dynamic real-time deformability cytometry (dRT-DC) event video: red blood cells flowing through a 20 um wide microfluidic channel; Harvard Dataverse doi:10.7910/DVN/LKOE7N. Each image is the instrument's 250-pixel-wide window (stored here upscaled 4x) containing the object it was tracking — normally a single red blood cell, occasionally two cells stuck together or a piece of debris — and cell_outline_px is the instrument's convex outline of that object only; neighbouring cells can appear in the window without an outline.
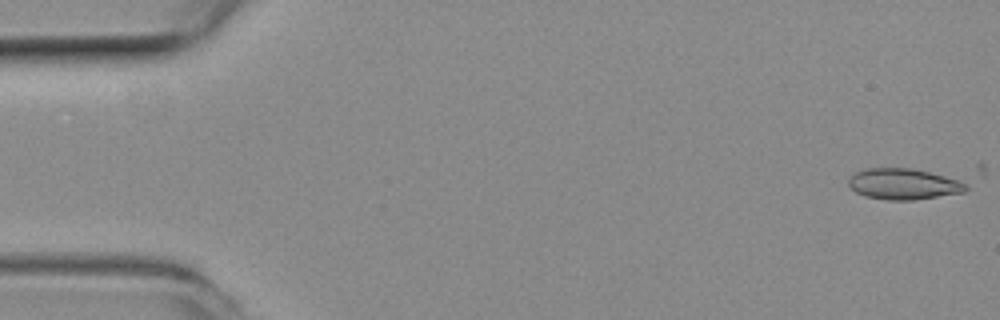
{"species": "common noctule bat (a hibernating species)", "species_latin": "Nyctalus noctula", "temperature_condition": "room temperature", "stored_images_in_passage": 7, "camera_frame_rate_fps": 3000, "um_per_image_px": 0.085, "animal": {"sex": "female", "body_mass_g": 19.3, "forearm_length_mm": 54.1}, "frame": {"image": 1, "passage_image": 1, "time_ms": 0.0, "image_size_px": [1000, 320], "cell_outline_px": [[968, 188], [964, 192], [912, 200], [888, 200], [864, 196], [856, 192], [848, 184], [848, 180], [856, 172], [864, 168], [912, 168], [960, 180], [968, 184]], "centroid_in_image_um": [76.8, 15.64], "position_along_channel_um": 8.2, "area_um2": 21.1}}